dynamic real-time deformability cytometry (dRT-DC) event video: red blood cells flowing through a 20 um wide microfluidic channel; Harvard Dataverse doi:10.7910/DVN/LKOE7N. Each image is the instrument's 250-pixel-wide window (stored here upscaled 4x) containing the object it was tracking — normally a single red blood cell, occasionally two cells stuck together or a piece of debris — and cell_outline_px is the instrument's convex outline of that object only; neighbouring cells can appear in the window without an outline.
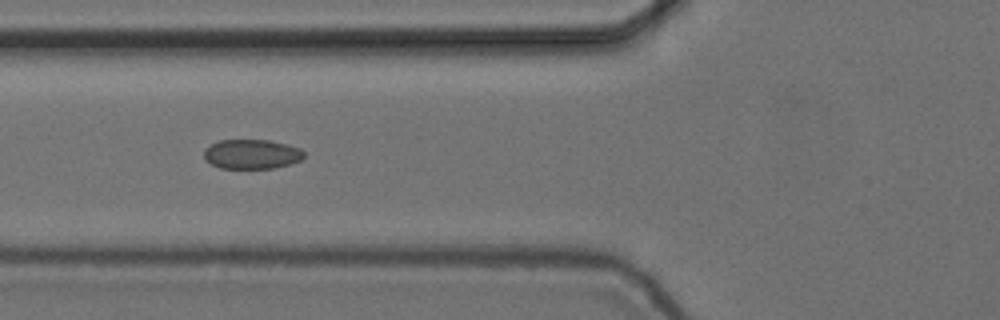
{"species": "common noctule bat (a hibernating species)", "species_latin": "Nyctalus noctula", "temperature_condition": "cold", "stored_images_in_passage": 12, "camera_frame_rate_fps": 3000, "um_per_image_px": 0.085, "animal": {"sex": "female", "body_mass_g": 24.6, "forearm_length_mm": 56.2}, "frame": {"image": 1, "passage_image": 6, "time_ms": 1.667, "image_size_px": [1000, 320], "cell_outline_px": [[304, 156], [300, 160], [276, 168], [220, 168], [204, 160], [204, 152], [212, 144], [220, 140], [268, 140], [288, 144], [300, 148], [304, 152]], "centroid_in_image_um": [21.41, 13.1], "position_along_channel_um": 104.4, "area_um2": 17.11}}
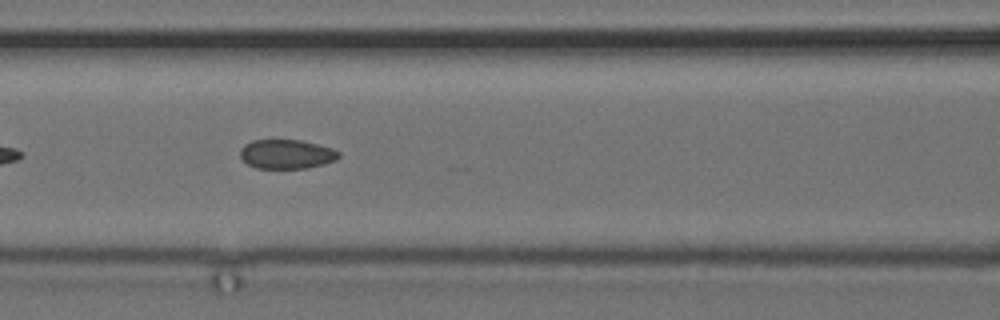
{"frame": {"image": 2, "passage_image": 9, "time_ms": 2.667, "image_size_px": [1000, 320], "cell_outline_px": [[340, 156], [336, 160], [324, 164], [308, 168], [256, 168], [248, 164], [240, 156], [240, 148], [244, 144], [252, 140], [300, 140], [332, 148], [340, 152]], "centroid_in_image_um": [24.36, 13.1], "position_along_channel_um": 142.2, "area_um2": 16.82}}